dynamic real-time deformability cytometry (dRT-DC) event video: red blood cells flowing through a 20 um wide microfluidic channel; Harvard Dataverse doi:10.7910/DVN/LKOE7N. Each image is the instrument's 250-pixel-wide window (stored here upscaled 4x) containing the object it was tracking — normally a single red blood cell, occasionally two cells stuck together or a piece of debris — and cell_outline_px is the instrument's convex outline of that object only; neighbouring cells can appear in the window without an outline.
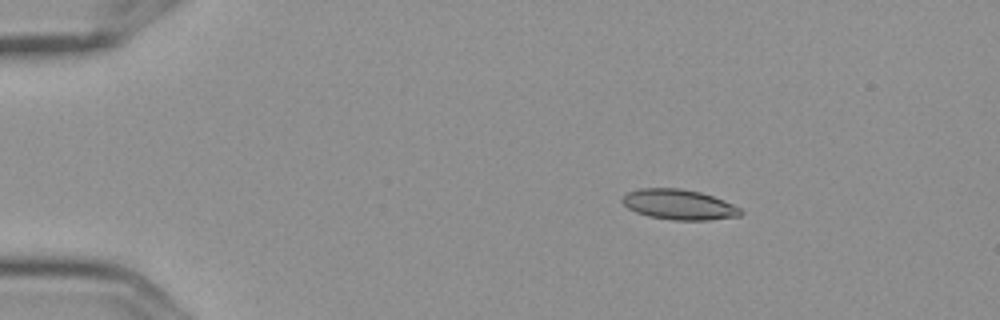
{"species": "Egyptian fruit bat (a non-hibernating species)", "species_latin": "Rousettus aegyptiacus", "temperature_condition": "cold", "stored_images_in_passage": 5, "camera_frame_rate_fps": 3000, "um_per_image_px": 0.085, "frame": {"image": 1, "passage_image": 2, "time_ms": 0.333, "image_size_px": [1000, 320], "cell_outline_px": [[744, 212], [740, 216], [708, 220], [672, 220], [648, 216], [636, 212], [628, 208], [620, 200], [628, 192], [640, 188], [680, 188], [700, 192], [724, 200], [740, 208]], "centroid_in_image_um": [57.71, 17.39], "position_along_channel_um": 27.3, "area_um2": 20.87}}
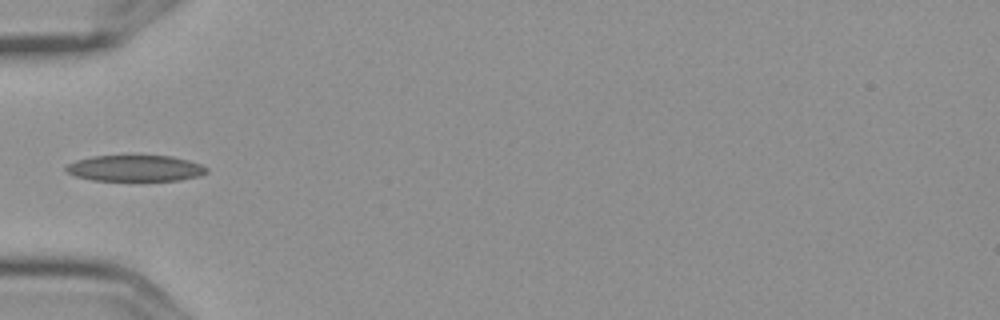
{"frame": {"image": 2, "passage_image": 5, "time_ms": 1.333, "image_size_px": [1000, 320], "cell_outline_px": [[208, 172], [200, 176], [180, 180], [92, 180], [76, 176], [64, 172], [64, 168], [68, 164], [76, 160], [92, 156], [172, 156], [188, 160], [200, 164], [208, 168]], "centroid_in_image_um": [11.49, 14.3], "position_along_channel_um": 73.5, "area_um2": 21.39}}